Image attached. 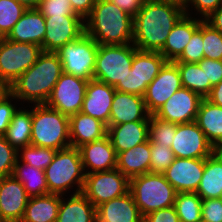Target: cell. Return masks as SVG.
<instances>
[{"label":"cell","mask_w":222,"mask_h":222,"mask_svg":"<svg viewBox=\"0 0 222 222\" xmlns=\"http://www.w3.org/2000/svg\"><path fill=\"white\" fill-rule=\"evenodd\" d=\"M184 14V7L176 3L146 0L133 18L132 44L141 51L159 52Z\"/></svg>","instance_id":"1"},{"label":"cell","mask_w":222,"mask_h":222,"mask_svg":"<svg viewBox=\"0 0 222 222\" xmlns=\"http://www.w3.org/2000/svg\"><path fill=\"white\" fill-rule=\"evenodd\" d=\"M62 63L56 52H42L37 61L8 88L18 102L46 104L60 78Z\"/></svg>","instance_id":"2"},{"label":"cell","mask_w":222,"mask_h":222,"mask_svg":"<svg viewBox=\"0 0 222 222\" xmlns=\"http://www.w3.org/2000/svg\"><path fill=\"white\" fill-rule=\"evenodd\" d=\"M85 33L99 45H124L133 42V17L110 0H96L84 19Z\"/></svg>","instance_id":"3"},{"label":"cell","mask_w":222,"mask_h":222,"mask_svg":"<svg viewBox=\"0 0 222 222\" xmlns=\"http://www.w3.org/2000/svg\"><path fill=\"white\" fill-rule=\"evenodd\" d=\"M44 171L49 193L67 196L66 192L71 193L73 189L72 194L83 191L85 173L79 148L70 146L57 150L53 161Z\"/></svg>","instance_id":"4"},{"label":"cell","mask_w":222,"mask_h":222,"mask_svg":"<svg viewBox=\"0 0 222 222\" xmlns=\"http://www.w3.org/2000/svg\"><path fill=\"white\" fill-rule=\"evenodd\" d=\"M31 107V145L55 150L70 147L69 117L45 104Z\"/></svg>","instance_id":"5"},{"label":"cell","mask_w":222,"mask_h":222,"mask_svg":"<svg viewBox=\"0 0 222 222\" xmlns=\"http://www.w3.org/2000/svg\"><path fill=\"white\" fill-rule=\"evenodd\" d=\"M129 192L142 217L159 209L174 206L177 194L163 174L151 172L129 179Z\"/></svg>","instance_id":"6"},{"label":"cell","mask_w":222,"mask_h":222,"mask_svg":"<svg viewBox=\"0 0 222 222\" xmlns=\"http://www.w3.org/2000/svg\"><path fill=\"white\" fill-rule=\"evenodd\" d=\"M137 50L133 44L99 45L93 79L113 87L123 82L129 75Z\"/></svg>","instance_id":"7"},{"label":"cell","mask_w":222,"mask_h":222,"mask_svg":"<svg viewBox=\"0 0 222 222\" xmlns=\"http://www.w3.org/2000/svg\"><path fill=\"white\" fill-rule=\"evenodd\" d=\"M42 52L41 46L36 44L0 38V84L8 89L37 61Z\"/></svg>","instance_id":"8"},{"label":"cell","mask_w":222,"mask_h":222,"mask_svg":"<svg viewBox=\"0 0 222 222\" xmlns=\"http://www.w3.org/2000/svg\"><path fill=\"white\" fill-rule=\"evenodd\" d=\"M99 44L86 33L56 51L62 63L63 73L93 80Z\"/></svg>","instance_id":"9"},{"label":"cell","mask_w":222,"mask_h":222,"mask_svg":"<svg viewBox=\"0 0 222 222\" xmlns=\"http://www.w3.org/2000/svg\"><path fill=\"white\" fill-rule=\"evenodd\" d=\"M166 62L160 52L137 50L129 75L123 82H118L114 86L115 90L143 97L148 85L156 78Z\"/></svg>","instance_id":"10"},{"label":"cell","mask_w":222,"mask_h":222,"mask_svg":"<svg viewBox=\"0 0 222 222\" xmlns=\"http://www.w3.org/2000/svg\"><path fill=\"white\" fill-rule=\"evenodd\" d=\"M129 192V179L117 168L85 175L82 193L95 206Z\"/></svg>","instance_id":"11"},{"label":"cell","mask_w":222,"mask_h":222,"mask_svg":"<svg viewBox=\"0 0 222 222\" xmlns=\"http://www.w3.org/2000/svg\"><path fill=\"white\" fill-rule=\"evenodd\" d=\"M87 84V80L62 73L45 105L68 117L81 112Z\"/></svg>","instance_id":"12"},{"label":"cell","mask_w":222,"mask_h":222,"mask_svg":"<svg viewBox=\"0 0 222 222\" xmlns=\"http://www.w3.org/2000/svg\"><path fill=\"white\" fill-rule=\"evenodd\" d=\"M171 149L175 157L183 159H205L215 151L196 121L176 124Z\"/></svg>","instance_id":"13"},{"label":"cell","mask_w":222,"mask_h":222,"mask_svg":"<svg viewBox=\"0 0 222 222\" xmlns=\"http://www.w3.org/2000/svg\"><path fill=\"white\" fill-rule=\"evenodd\" d=\"M46 33L41 45L44 52H56L85 33L81 16H44Z\"/></svg>","instance_id":"14"},{"label":"cell","mask_w":222,"mask_h":222,"mask_svg":"<svg viewBox=\"0 0 222 222\" xmlns=\"http://www.w3.org/2000/svg\"><path fill=\"white\" fill-rule=\"evenodd\" d=\"M181 88L182 83L178 66L173 61H167L144 93L143 99L148 113L150 115L155 114Z\"/></svg>","instance_id":"15"},{"label":"cell","mask_w":222,"mask_h":222,"mask_svg":"<svg viewBox=\"0 0 222 222\" xmlns=\"http://www.w3.org/2000/svg\"><path fill=\"white\" fill-rule=\"evenodd\" d=\"M202 99L197 93L182 87L154 115L175 124L193 122L196 121Z\"/></svg>","instance_id":"16"},{"label":"cell","mask_w":222,"mask_h":222,"mask_svg":"<svg viewBox=\"0 0 222 222\" xmlns=\"http://www.w3.org/2000/svg\"><path fill=\"white\" fill-rule=\"evenodd\" d=\"M205 159L175 157L163 175L177 193L196 192L204 173Z\"/></svg>","instance_id":"17"},{"label":"cell","mask_w":222,"mask_h":222,"mask_svg":"<svg viewBox=\"0 0 222 222\" xmlns=\"http://www.w3.org/2000/svg\"><path fill=\"white\" fill-rule=\"evenodd\" d=\"M29 196L12 175L0 178V218L3 222H20Z\"/></svg>","instance_id":"18"},{"label":"cell","mask_w":222,"mask_h":222,"mask_svg":"<svg viewBox=\"0 0 222 222\" xmlns=\"http://www.w3.org/2000/svg\"><path fill=\"white\" fill-rule=\"evenodd\" d=\"M114 94L113 86L94 79L89 80L81 112L100 120L108 127Z\"/></svg>","instance_id":"19"},{"label":"cell","mask_w":222,"mask_h":222,"mask_svg":"<svg viewBox=\"0 0 222 222\" xmlns=\"http://www.w3.org/2000/svg\"><path fill=\"white\" fill-rule=\"evenodd\" d=\"M84 173L116 169L117 155L108 136L79 147Z\"/></svg>","instance_id":"20"},{"label":"cell","mask_w":222,"mask_h":222,"mask_svg":"<svg viewBox=\"0 0 222 222\" xmlns=\"http://www.w3.org/2000/svg\"><path fill=\"white\" fill-rule=\"evenodd\" d=\"M145 101L142 96L115 90L109 118V125L134 121H149Z\"/></svg>","instance_id":"21"},{"label":"cell","mask_w":222,"mask_h":222,"mask_svg":"<svg viewBox=\"0 0 222 222\" xmlns=\"http://www.w3.org/2000/svg\"><path fill=\"white\" fill-rule=\"evenodd\" d=\"M116 155L149 140V121H134L107 127Z\"/></svg>","instance_id":"22"},{"label":"cell","mask_w":222,"mask_h":222,"mask_svg":"<svg viewBox=\"0 0 222 222\" xmlns=\"http://www.w3.org/2000/svg\"><path fill=\"white\" fill-rule=\"evenodd\" d=\"M97 222H143L130 192L96 207Z\"/></svg>","instance_id":"23"},{"label":"cell","mask_w":222,"mask_h":222,"mask_svg":"<svg viewBox=\"0 0 222 222\" xmlns=\"http://www.w3.org/2000/svg\"><path fill=\"white\" fill-rule=\"evenodd\" d=\"M69 135L71 147L79 148L106 137L107 126L94 117L78 112L69 117Z\"/></svg>","instance_id":"24"},{"label":"cell","mask_w":222,"mask_h":222,"mask_svg":"<svg viewBox=\"0 0 222 222\" xmlns=\"http://www.w3.org/2000/svg\"><path fill=\"white\" fill-rule=\"evenodd\" d=\"M45 33V17L38 9H27L6 38L11 41L41 46Z\"/></svg>","instance_id":"25"},{"label":"cell","mask_w":222,"mask_h":222,"mask_svg":"<svg viewBox=\"0 0 222 222\" xmlns=\"http://www.w3.org/2000/svg\"><path fill=\"white\" fill-rule=\"evenodd\" d=\"M204 19L184 14L175 24L167 37L166 43L159 51L167 61H175L189 43L193 33Z\"/></svg>","instance_id":"26"},{"label":"cell","mask_w":222,"mask_h":222,"mask_svg":"<svg viewBox=\"0 0 222 222\" xmlns=\"http://www.w3.org/2000/svg\"><path fill=\"white\" fill-rule=\"evenodd\" d=\"M68 197L60 195L56 222H97L96 207L82 192L69 194Z\"/></svg>","instance_id":"27"},{"label":"cell","mask_w":222,"mask_h":222,"mask_svg":"<svg viewBox=\"0 0 222 222\" xmlns=\"http://www.w3.org/2000/svg\"><path fill=\"white\" fill-rule=\"evenodd\" d=\"M150 141L117 154L116 168L128 179L150 172Z\"/></svg>","instance_id":"28"},{"label":"cell","mask_w":222,"mask_h":222,"mask_svg":"<svg viewBox=\"0 0 222 222\" xmlns=\"http://www.w3.org/2000/svg\"><path fill=\"white\" fill-rule=\"evenodd\" d=\"M196 122L215 150L221 148L222 107L203 98L199 106Z\"/></svg>","instance_id":"29"},{"label":"cell","mask_w":222,"mask_h":222,"mask_svg":"<svg viewBox=\"0 0 222 222\" xmlns=\"http://www.w3.org/2000/svg\"><path fill=\"white\" fill-rule=\"evenodd\" d=\"M196 193L202 200L222 198V155L217 150L205 158L204 173Z\"/></svg>","instance_id":"30"},{"label":"cell","mask_w":222,"mask_h":222,"mask_svg":"<svg viewBox=\"0 0 222 222\" xmlns=\"http://www.w3.org/2000/svg\"><path fill=\"white\" fill-rule=\"evenodd\" d=\"M60 206V195L46 194L29 197L20 222H56Z\"/></svg>","instance_id":"31"},{"label":"cell","mask_w":222,"mask_h":222,"mask_svg":"<svg viewBox=\"0 0 222 222\" xmlns=\"http://www.w3.org/2000/svg\"><path fill=\"white\" fill-rule=\"evenodd\" d=\"M25 108H18L3 135L17 151L22 147L31 145L32 109L31 107H29L30 110Z\"/></svg>","instance_id":"32"},{"label":"cell","mask_w":222,"mask_h":222,"mask_svg":"<svg viewBox=\"0 0 222 222\" xmlns=\"http://www.w3.org/2000/svg\"><path fill=\"white\" fill-rule=\"evenodd\" d=\"M12 176L18 180L29 197L49 194L45 171L16 160Z\"/></svg>","instance_id":"33"},{"label":"cell","mask_w":222,"mask_h":222,"mask_svg":"<svg viewBox=\"0 0 222 222\" xmlns=\"http://www.w3.org/2000/svg\"><path fill=\"white\" fill-rule=\"evenodd\" d=\"M174 63L178 66L182 87L197 93L202 98H206L213 86L210 82H206L205 71L199 67L198 63Z\"/></svg>","instance_id":"34"},{"label":"cell","mask_w":222,"mask_h":222,"mask_svg":"<svg viewBox=\"0 0 222 222\" xmlns=\"http://www.w3.org/2000/svg\"><path fill=\"white\" fill-rule=\"evenodd\" d=\"M174 206L180 222H201L202 199L196 192L177 193Z\"/></svg>","instance_id":"35"},{"label":"cell","mask_w":222,"mask_h":222,"mask_svg":"<svg viewBox=\"0 0 222 222\" xmlns=\"http://www.w3.org/2000/svg\"><path fill=\"white\" fill-rule=\"evenodd\" d=\"M57 150L28 145L18 150V160L40 170H45L53 161Z\"/></svg>","instance_id":"36"},{"label":"cell","mask_w":222,"mask_h":222,"mask_svg":"<svg viewBox=\"0 0 222 222\" xmlns=\"http://www.w3.org/2000/svg\"><path fill=\"white\" fill-rule=\"evenodd\" d=\"M176 133V124L160 119L154 114L149 116V141L157 145H171Z\"/></svg>","instance_id":"37"},{"label":"cell","mask_w":222,"mask_h":222,"mask_svg":"<svg viewBox=\"0 0 222 222\" xmlns=\"http://www.w3.org/2000/svg\"><path fill=\"white\" fill-rule=\"evenodd\" d=\"M26 10L17 0H0V38L8 36Z\"/></svg>","instance_id":"38"},{"label":"cell","mask_w":222,"mask_h":222,"mask_svg":"<svg viewBox=\"0 0 222 222\" xmlns=\"http://www.w3.org/2000/svg\"><path fill=\"white\" fill-rule=\"evenodd\" d=\"M204 58L222 60V33L202 21Z\"/></svg>","instance_id":"39"},{"label":"cell","mask_w":222,"mask_h":222,"mask_svg":"<svg viewBox=\"0 0 222 222\" xmlns=\"http://www.w3.org/2000/svg\"><path fill=\"white\" fill-rule=\"evenodd\" d=\"M151 146V161L150 172L163 174L170 167L175 159L172 149L168 146L157 145L150 143Z\"/></svg>","instance_id":"40"},{"label":"cell","mask_w":222,"mask_h":222,"mask_svg":"<svg viewBox=\"0 0 222 222\" xmlns=\"http://www.w3.org/2000/svg\"><path fill=\"white\" fill-rule=\"evenodd\" d=\"M204 58L202 22L193 33L182 54L173 62L198 63Z\"/></svg>","instance_id":"41"},{"label":"cell","mask_w":222,"mask_h":222,"mask_svg":"<svg viewBox=\"0 0 222 222\" xmlns=\"http://www.w3.org/2000/svg\"><path fill=\"white\" fill-rule=\"evenodd\" d=\"M18 100L15 98V96L8 90L4 89L0 94V136H3L13 118L14 113L19 108L16 105V102ZM12 101L15 103H12Z\"/></svg>","instance_id":"42"},{"label":"cell","mask_w":222,"mask_h":222,"mask_svg":"<svg viewBox=\"0 0 222 222\" xmlns=\"http://www.w3.org/2000/svg\"><path fill=\"white\" fill-rule=\"evenodd\" d=\"M17 159L18 151L0 136V178L12 175Z\"/></svg>","instance_id":"43"},{"label":"cell","mask_w":222,"mask_h":222,"mask_svg":"<svg viewBox=\"0 0 222 222\" xmlns=\"http://www.w3.org/2000/svg\"><path fill=\"white\" fill-rule=\"evenodd\" d=\"M37 9L43 16H79L69 0H40Z\"/></svg>","instance_id":"44"},{"label":"cell","mask_w":222,"mask_h":222,"mask_svg":"<svg viewBox=\"0 0 222 222\" xmlns=\"http://www.w3.org/2000/svg\"><path fill=\"white\" fill-rule=\"evenodd\" d=\"M222 5V0H186L184 5V11L187 15H192L193 13L201 19L208 17L213 11H215L219 6ZM190 7L191 12H190ZM194 10V12L192 11Z\"/></svg>","instance_id":"45"},{"label":"cell","mask_w":222,"mask_h":222,"mask_svg":"<svg viewBox=\"0 0 222 222\" xmlns=\"http://www.w3.org/2000/svg\"><path fill=\"white\" fill-rule=\"evenodd\" d=\"M201 222H222V198L202 200Z\"/></svg>","instance_id":"46"},{"label":"cell","mask_w":222,"mask_h":222,"mask_svg":"<svg viewBox=\"0 0 222 222\" xmlns=\"http://www.w3.org/2000/svg\"><path fill=\"white\" fill-rule=\"evenodd\" d=\"M198 65L205 71L206 82H210L212 86H215L222 81V60L203 58L198 62Z\"/></svg>","instance_id":"47"},{"label":"cell","mask_w":222,"mask_h":222,"mask_svg":"<svg viewBox=\"0 0 222 222\" xmlns=\"http://www.w3.org/2000/svg\"><path fill=\"white\" fill-rule=\"evenodd\" d=\"M143 222H180L175 206L159 209L143 216Z\"/></svg>","instance_id":"48"},{"label":"cell","mask_w":222,"mask_h":222,"mask_svg":"<svg viewBox=\"0 0 222 222\" xmlns=\"http://www.w3.org/2000/svg\"><path fill=\"white\" fill-rule=\"evenodd\" d=\"M116 4L120 9L129 14L131 17H135L141 10L146 0H110Z\"/></svg>","instance_id":"49"},{"label":"cell","mask_w":222,"mask_h":222,"mask_svg":"<svg viewBox=\"0 0 222 222\" xmlns=\"http://www.w3.org/2000/svg\"><path fill=\"white\" fill-rule=\"evenodd\" d=\"M76 14L85 19L95 5L96 0H69Z\"/></svg>","instance_id":"50"},{"label":"cell","mask_w":222,"mask_h":222,"mask_svg":"<svg viewBox=\"0 0 222 222\" xmlns=\"http://www.w3.org/2000/svg\"><path fill=\"white\" fill-rule=\"evenodd\" d=\"M214 29L222 33V5L204 19Z\"/></svg>","instance_id":"51"},{"label":"cell","mask_w":222,"mask_h":222,"mask_svg":"<svg viewBox=\"0 0 222 222\" xmlns=\"http://www.w3.org/2000/svg\"><path fill=\"white\" fill-rule=\"evenodd\" d=\"M206 99L211 103L222 107V81L212 87Z\"/></svg>","instance_id":"52"},{"label":"cell","mask_w":222,"mask_h":222,"mask_svg":"<svg viewBox=\"0 0 222 222\" xmlns=\"http://www.w3.org/2000/svg\"><path fill=\"white\" fill-rule=\"evenodd\" d=\"M26 9H37L40 0H17Z\"/></svg>","instance_id":"53"},{"label":"cell","mask_w":222,"mask_h":222,"mask_svg":"<svg viewBox=\"0 0 222 222\" xmlns=\"http://www.w3.org/2000/svg\"><path fill=\"white\" fill-rule=\"evenodd\" d=\"M157 1H167V2H173V3H176L180 6H183L185 5L186 3V0H157Z\"/></svg>","instance_id":"54"},{"label":"cell","mask_w":222,"mask_h":222,"mask_svg":"<svg viewBox=\"0 0 222 222\" xmlns=\"http://www.w3.org/2000/svg\"><path fill=\"white\" fill-rule=\"evenodd\" d=\"M5 88L0 84V94Z\"/></svg>","instance_id":"55"},{"label":"cell","mask_w":222,"mask_h":222,"mask_svg":"<svg viewBox=\"0 0 222 222\" xmlns=\"http://www.w3.org/2000/svg\"><path fill=\"white\" fill-rule=\"evenodd\" d=\"M217 151L222 155V147L217 149Z\"/></svg>","instance_id":"56"}]
</instances>
